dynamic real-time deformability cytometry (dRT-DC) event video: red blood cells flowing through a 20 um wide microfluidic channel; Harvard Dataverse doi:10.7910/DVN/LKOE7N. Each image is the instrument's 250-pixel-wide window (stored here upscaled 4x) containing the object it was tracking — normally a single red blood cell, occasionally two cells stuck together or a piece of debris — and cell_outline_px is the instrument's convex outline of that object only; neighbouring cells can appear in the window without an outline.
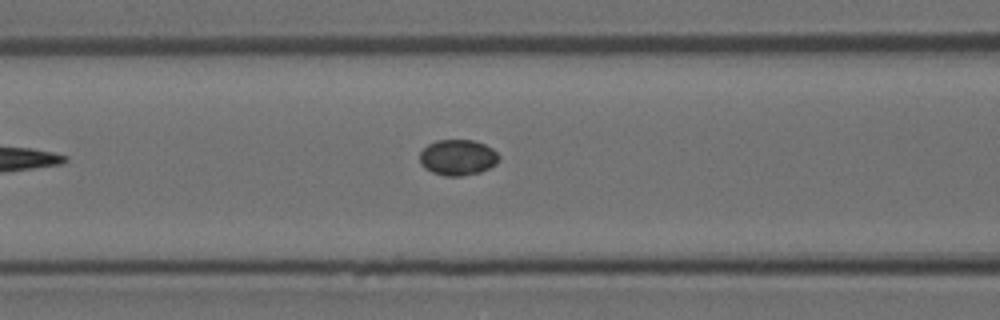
{"species": "Egyptian fruit bat (a non-hibernating species)", "species_latin": "Rousettus aegyptiacus", "temperature_condition": "room temperature", "stored_images_in_passage": 6, "camera_frame_rate_fps": 3000, "um_per_image_px": 0.085, "animal": {"sex": "female"}, "frame": {"image": 1, "passage_image": 6, "time_ms": 1.667, "image_size_px": [1000, 320], "cell_outline_px": [[500, 156], [496, 164], [480, 172], [460, 176], [444, 176], [432, 172], [424, 168], [420, 164], [420, 152], [428, 144], [436, 140], [472, 140], [484, 144], [492, 148]], "centroid_in_image_um": [38.89, 13.38], "position_along_channel_um": 127.7, "area_um2": 16.53}}